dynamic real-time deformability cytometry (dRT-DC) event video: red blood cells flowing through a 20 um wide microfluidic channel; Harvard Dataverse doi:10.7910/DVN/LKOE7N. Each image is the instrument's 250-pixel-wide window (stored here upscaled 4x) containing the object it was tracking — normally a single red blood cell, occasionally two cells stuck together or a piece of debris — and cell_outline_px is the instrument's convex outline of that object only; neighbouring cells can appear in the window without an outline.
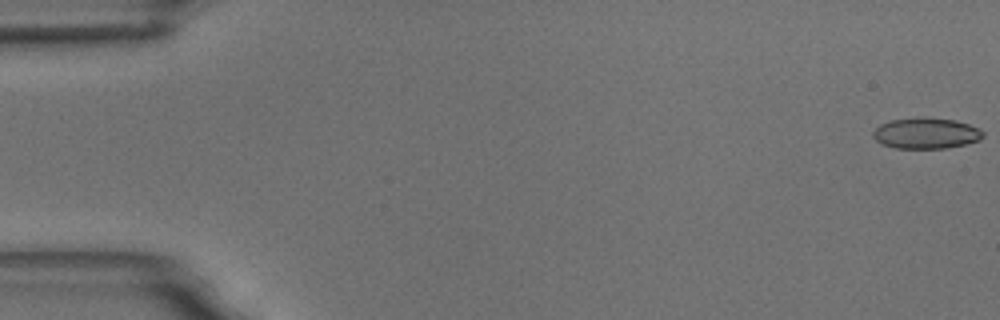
{"species": "common noctule bat (a hibernating species)", "species_latin": "Nyctalus noctula", "temperature_condition": "room temperature", "stored_images_in_passage": 13, "camera_frame_rate_fps": 3000, "um_per_image_px": 0.085, "animal": {"sex": "male", "body_mass_g": 18.8}, "frame": {"image": 1, "passage_image": 1, "time_ms": 0.0, "image_size_px": [1000, 320], "cell_outline_px": [[984, 136], [980, 140], [964, 144], [944, 148], [896, 148], [880, 144], [872, 136], [872, 132], [880, 124], [888, 120], [924, 116], [928, 116], [956, 120], [980, 128], [984, 132]], "centroid_in_image_um": [78.7, 11.3], "position_along_channel_um": 6.3, "area_um2": 20.17}}